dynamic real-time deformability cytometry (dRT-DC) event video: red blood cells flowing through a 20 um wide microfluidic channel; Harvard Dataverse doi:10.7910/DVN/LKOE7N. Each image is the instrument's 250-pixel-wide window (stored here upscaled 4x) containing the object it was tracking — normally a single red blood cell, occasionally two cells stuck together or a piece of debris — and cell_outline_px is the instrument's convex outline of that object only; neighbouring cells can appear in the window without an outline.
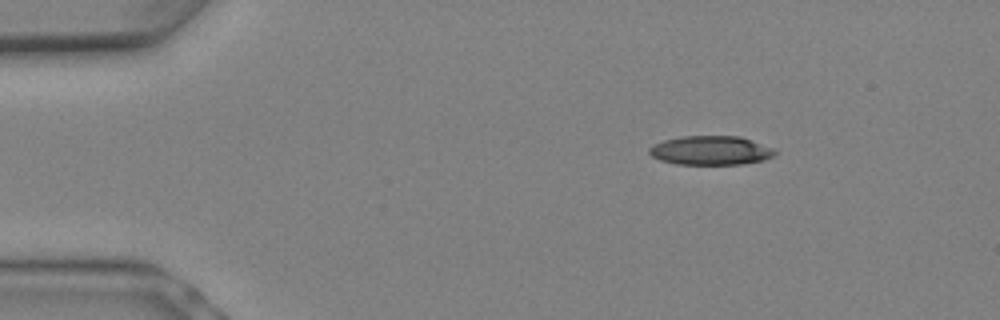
{"species": "Egyptian fruit bat (a non-hibernating species)", "species_latin": "Rousettus aegyptiacus", "temperature_condition": "warm", "stored_images_in_passage": 7, "camera_frame_rate_fps": 3000, "um_per_image_px": 0.085, "animal": {"sex": "female"}, "frame": {"image": 1, "passage_image": 1, "time_ms": 0.0, "image_size_px": [1000, 320], "cell_outline_px": [[776, 156], [764, 160], [740, 164], [676, 164], [660, 160], [652, 156], [648, 152], [648, 148], [652, 144], [664, 140], [680, 136], [740, 136], [776, 148]], "centroid_in_image_um": [60.43, 12.78], "position_along_channel_um": 24.6, "area_um2": 21.56}}
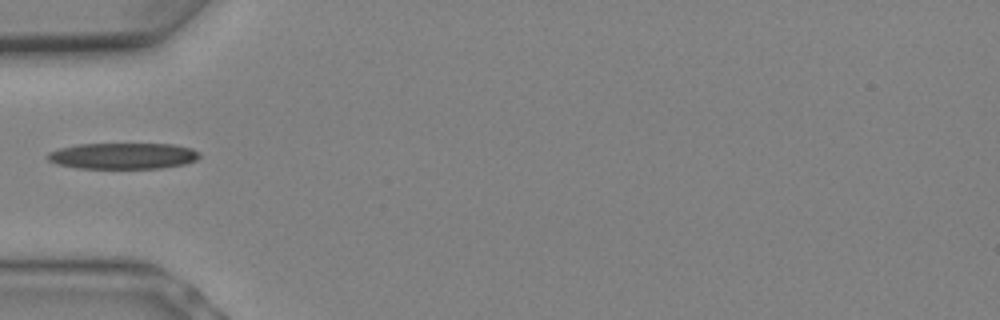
{"frame": {"image": 2, "passage_image": 5, "time_ms": 1.333, "image_size_px": [1000, 320], "cell_outline_px": [[200, 156], [196, 160], [184, 164], [160, 168], [76, 168], [56, 164], [48, 160], [44, 156], [48, 152], [60, 148], [80, 144], [172, 144], [192, 148], [200, 152]], "centroid_in_image_um": [10.43, 13.25], "position_along_channel_um": 74.6, "area_um2": 23.24}}
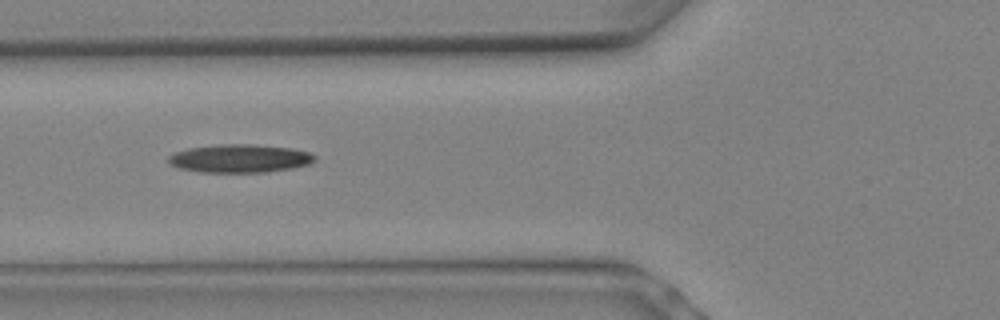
{"frame": {"image": 3, "passage_image": 6, "time_ms": 1.667, "image_size_px": [1000, 320], "cell_outline_px": [[316, 160], [312, 164], [292, 168], [268, 172], [200, 172], [176, 168], [168, 160], [168, 156], [172, 152], [188, 148], [220, 144], [252, 144], [292, 148], [308, 152], [316, 156]], "centroid_in_image_um": [20.38, 13.47], "position_along_channel_um": 105.4, "area_um2": 24.33}}